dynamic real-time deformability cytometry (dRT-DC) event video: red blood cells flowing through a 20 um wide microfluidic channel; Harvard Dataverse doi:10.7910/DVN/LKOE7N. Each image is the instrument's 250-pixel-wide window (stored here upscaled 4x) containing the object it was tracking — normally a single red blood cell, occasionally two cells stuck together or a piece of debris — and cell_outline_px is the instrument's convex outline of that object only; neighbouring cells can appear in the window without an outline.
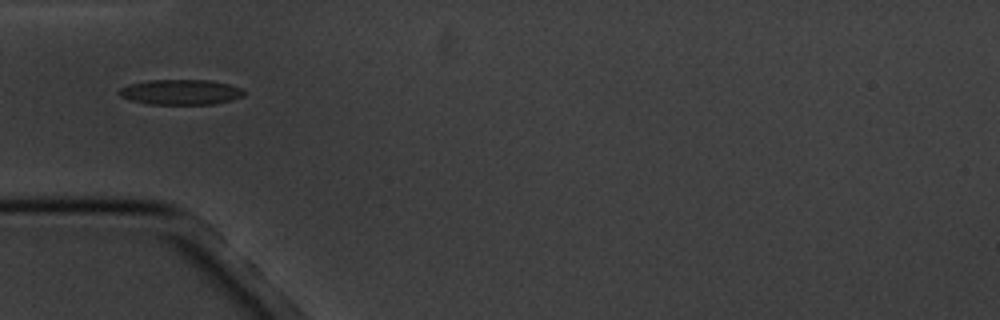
{"species": "common noctule bat (a hibernating species)", "species_latin": "Nyctalus noctula", "temperature_condition": "cold", "stored_images_in_passage": 6, "camera_frame_rate_fps": 3000, "um_per_image_px": 0.085, "animal": {"sex": "male", "body_mass_g": 20.1, "forearm_length_mm": 53.5}, "frame": {"image": 1, "passage_image": 4, "time_ms": 4.667, "image_size_px": [1000, 320], "cell_outline_px": [[244, 96], [232, 100], [212, 104], [148, 104], [132, 100], [120, 96], [120, 88], [128, 84], [148, 80], [208, 80], [228, 84], [240, 88], [244, 92]], "centroid_in_image_um": [15.36, 7.83], "position_along_channel_um": 69.6, "area_um2": 18.21}}
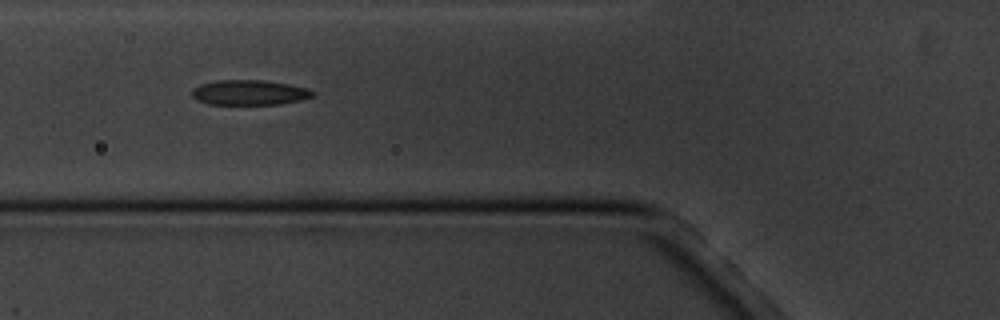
{"frame": {"image": 2, "passage_image": 5, "time_ms": 5.667, "image_size_px": [1000, 320], "cell_outline_px": [[316, 92], [312, 96], [300, 100], [280, 104], [208, 104], [196, 100], [192, 96], [192, 92], [200, 84], [216, 80], [260, 80], [288, 84], [308, 88]], "centroid_in_image_um": [21.2, 7.86], "position_along_channel_um": 104.6, "area_um2": 17.51}}
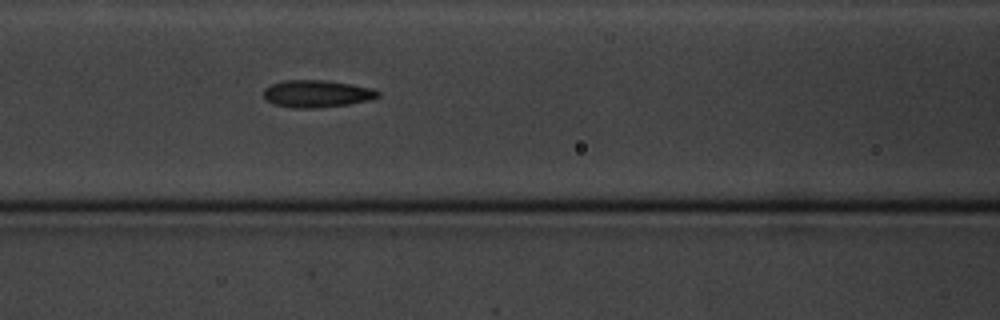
{"frame": {"image": 3, "passage_image": 6, "time_ms": 6.667, "image_size_px": [1000, 320], "cell_outline_px": [[380, 96], [368, 100], [348, 104], [316, 108], [292, 108], [272, 104], [264, 100], [264, 88], [272, 84], [284, 80], [324, 80], [352, 84], [372, 88], [380, 92]], "centroid_in_image_um": [26.9, 7.97], "position_along_channel_um": 139.7, "area_um2": 18.26}}